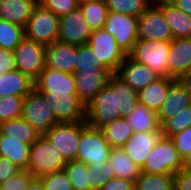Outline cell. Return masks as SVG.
Wrapping results in <instances>:
<instances>
[{
    "instance_id": "44",
    "label": "cell",
    "mask_w": 191,
    "mask_h": 190,
    "mask_svg": "<svg viewBox=\"0 0 191 190\" xmlns=\"http://www.w3.org/2000/svg\"><path fill=\"white\" fill-rule=\"evenodd\" d=\"M93 55V49L88 45L77 46V57L75 63V71L92 68L98 66V61L95 60Z\"/></svg>"
},
{
    "instance_id": "39",
    "label": "cell",
    "mask_w": 191,
    "mask_h": 190,
    "mask_svg": "<svg viewBox=\"0 0 191 190\" xmlns=\"http://www.w3.org/2000/svg\"><path fill=\"white\" fill-rule=\"evenodd\" d=\"M191 126V105L181 110L177 115L167 119L160 130L163 136L171 137Z\"/></svg>"
},
{
    "instance_id": "52",
    "label": "cell",
    "mask_w": 191,
    "mask_h": 190,
    "mask_svg": "<svg viewBox=\"0 0 191 190\" xmlns=\"http://www.w3.org/2000/svg\"><path fill=\"white\" fill-rule=\"evenodd\" d=\"M77 3L80 5L82 3H85V2H90V1H95V0H76Z\"/></svg>"
},
{
    "instance_id": "32",
    "label": "cell",
    "mask_w": 191,
    "mask_h": 190,
    "mask_svg": "<svg viewBox=\"0 0 191 190\" xmlns=\"http://www.w3.org/2000/svg\"><path fill=\"white\" fill-rule=\"evenodd\" d=\"M91 30L102 29L108 14L105 0H95L79 5Z\"/></svg>"
},
{
    "instance_id": "2",
    "label": "cell",
    "mask_w": 191,
    "mask_h": 190,
    "mask_svg": "<svg viewBox=\"0 0 191 190\" xmlns=\"http://www.w3.org/2000/svg\"><path fill=\"white\" fill-rule=\"evenodd\" d=\"M184 168L183 158L173 141L162 135L146 158L141 171L149 174H174Z\"/></svg>"
},
{
    "instance_id": "5",
    "label": "cell",
    "mask_w": 191,
    "mask_h": 190,
    "mask_svg": "<svg viewBox=\"0 0 191 190\" xmlns=\"http://www.w3.org/2000/svg\"><path fill=\"white\" fill-rule=\"evenodd\" d=\"M170 41H148L138 39L128 55L135 62L147 65L160 77H168V54Z\"/></svg>"
},
{
    "instance_id": "26",
    "label": "cell",
    "mask_w": 191,
    "mask_h": 190,
    "mask_svg": "<svg viewBox=\"0 0 191 190\" xmlns=\"http://www.w3.org/2000/svg\"><path fill=\"white\" fill-rule=\"evenodd\" d=\"M127 123L133 132H157L160 131L157 112L137 103L131 113L126 117Z\"/></svg>"
},
{
    "instance_id": "25",
    "label": "cell",
    "mask_w": 191,
    "mask_h": 190,
    "mask_svg": "<svg viewBox=\"0 0 191 190\" xmlns=\"http://www.w3.org/2000/svg\"><path fill=\"white\" fill-rule=\"evenodd\" d=\"M174 78L160 77L153 83L138 91V102L155 112L161 108L165 101L170 84Z\"/></svg>"
},
{
    "instance_id": "40",
    "label": "cell",
    "mask_w": 191,
    "mask_h": 190,
    "mask_svg": "<svg viewBox=\"0 0 191 190\" xmlns=\"http://www.w3.org/2000/svg\"><path fill=\"white\" fill-rule=\"evenodd\" d=\"M186 169H191V126L170 137Z\"/></svg>"
},
{
    "instance_id": "33",
    "label": "cell",
    "mask_w": 191,
    "mask_h": 190,
    "mask_svg": "<svg viewBox=\"0 0 191 190\" xmlns=\"http://www.w3.org/2000/svg\"><path fill=\"white\" fill-rule=\"evenodd\" d=\"M135 190H174L173 174L141 172L135 181Z\"/></svg>"
},
{
    "instance_id": "6",
    "label": "cell",
    "mask_w": 191,
    "mask_h": 190,
    "mask_svg": "<svg viewBox=\"0 0 191 190\" xmlns=\"http://www.w3.org/2000/svg\"><path fill=\"white\" fill-rule=\"evenodd\" d=\"M34 88L41 92L46 100L69 98L77 95L73 74L50 69L45 66L34 80Z\"/></svg>"
},
{
    "instance_id": "10",
    "label": "cell",
    "mask_w": 191,
    "mask_h": 190,
    "mask_svg": "<svg viewBox=\"0 0 191 190\" xmlns=\"http://www.w3.org/2000/svg\"><path fill=\"white\" fill-rule=\"evenodd\" d=\"M137 32L138 39L148 41H171L173 39L163 10L155 1L138 17Z\"/></svg>"
},
{
    "instance_id": "31",
    "label": "cell",
    "mask_w": 191,
    "mask_h": 190,
    "mask_svg": "<svg viewBox=\"0 0 191 190\" xmlns=\"http://www.w3.org/2000/svg\"><path fill=\"white\" fill-rule=\"evenodd\" d=\"M100 130L112 148L122 147L133 134L125 117L115 119L111 123L102 126Z\"/></svg>"
},
{
    "instance_id": "20",
    "label": "cell",
    "mask_w": 191,
    "mask_h": 190,
    "mask_svg": "<svg viewBox=\"0 0 191 190\" xmlns=\"http://www.w3.org/2000/svg\"><path fill=\"white\" fill-rule=\"evenodd\" d=\"M117 74L137 92L160 78L147 65L137 63L129 56L120 65Z\"/></svg>"
},
{
    "instance_id": "1",
    "label": "cell",
    "mask_w": 191,
    "mask_h": 190,
    "mask_svg": "<svg viewBox=\"0 0 191 190\" xmlns=\"http://www.w3.org/2000/svg\"><path fill=\"white\" fill-rule=\"evenodd\" d=\"M68 163L50 141L41 135L30 147V158L27 170L34 177H42L52 172L62 170Z\"/></svg>"
},
{
    "instance_id": "15",
    "label": "cell",
    "mask_w": 191,
    "mask_h": 190,
    "mask_svg": "<svg viewBox=\"0 0 191 190\" xmlns=\"http://www.w3.org/2000/svg\"><path fill=\"white\" fill-rule=\"evenodd\" d=\"M92 30L85 20L80 7L69 14L60 17L58 41L74 44H87Z\"/></svg>"
},
{
    "instance_id": "38",
    "label": "cell",
    "mask_w": 191,
    "mask_h": 190,
    "mask_svg": "<svg viewBox=\"0 0 191 190\" xmlns=\"http://www.w3.org/2000/svg\"><path fill=\"white\" fill-rule=\"evenodd\" d=\"M24 99L10 94L0 96V123L22 117Z\"/></svg>"
},
{
    "instance_id": "48",
    "label": "cell",
    "mask_w": 191,
    "mask_h": 190,
    "mask_svg": "<svg viewBox=\"0 0 191 190\" xmlns=\"http://www.w3.org/2000/svg\"><path fill=\"white\" fill-rule=\"evenodd\" d=\"M100 190H135V182L114 177L111 178Z\"/></svg>"
},
{
    "instance_id": "30",
    "label": "cell",
    "mask_w": 191,
    "mask_h": 190,
    "mask_svg": "<svg viewBox=\"0 0 191 190\" xmlns=\"http://www.w3.org/2000/svg\"><path fill=\"white\" fill-rule=\"evenodd\" d=\"M0 134L13 137L19 142L32 145L41 135L22 117L0 123Z\"/></svg>"
},
{
    "instance_id": "19",
    "label": "cell",
    "mask_w": 191,
    "mask_h": 190,
    "mask_svg": "<svg viewBox=\"0 0 191 190\" xmlns=\"http://www.w3.org/2000/svg\"><path fill=\"white\" fill-rule=\"evenodd\" d=\"M191 105V96L184 88L179 79H175L168 89L165 101L157 112L160 126L181 110Z\"/></svg>"
},
{
    "instance_id": "50",
    "label": "cell",
    "mask_w": 191,
    "mask_h": 190,
    "mask_svg": "<svg viewBox=\"0 0 191 190\" xmlns=\"http://www.w3.org/2000/svg\"><path fill=\"white\" fill-rule=\"evenodd\" d=\"M180 82L183 84L184 88L186 91L190 94L191 96V71L187 72L185 75L181 76L179 78Z\"/></svg>"
},
{
    "instance_id": "51",
    "label": "cell",
    "mask_w": 191,
    "mask_h": 190,
    "mask_svg": "<svg viewBox=\"0 0 191 190\" xmlns=\"http://www.w3.org/2000/svg\"><path fill=\"white\" fill-rule=\"evenodd\" d=\"M27 190H44L43 184L38 177H34L28 185Z\"/></svg>"
},
{
    "instance_id": "4",
    "label": "cell",
    "mask_w": 191,
    "mask_h": 190,
    "mask_svg": "<svg viewBox=\"0 0 191 190\" xmlns=\"http://www.w3.org/2000/svg\"><path fill=\"white\" fill-rule=\"evenodd\" d=\"M59 21L60 17L38 2L24 27L25 37L49 46L58 40Z\"/></svg>"
},
{
    "instance_id": "35",
    "label": "cell",
    "mask_w": 191,
    "mask_h": 190,
    "mask_svg": "<svg viewBox=\"0 0 191 190\" xmlns=\"http://www.w3.org/2000/svg\"><path fill=\"white\" fill-rule=\"evenodd\" d=\"M24 37L23 26L0 19V48L14 51Z\"/></svg>"
},
{
    "instance_id": "9",
    "label": "cell",
    "mask_w": 191,
    "mask_h": 190,
    "mask_svg": "<svg viewBox=\"0 0 191 190\" xmlns=\"http://www.w3.org/2000/svg\"><path fill=\"white\" fill-rule=\"evenodd\" d=\"M111 148L100 129L87 125L81 131L77 160L86 165L105 163Z\"/></svg>"
},
{
    "instance_id": "7",
    "label": "cell",
    "mask_w": 191,
    "mask_h": 190,
    "mask_svg": "<svg viewBox=\"0 0 191 190\" xmlns=\"http://www.w3.org/2000/svg\"><path fill=\"white\" fill-rule=\"evenodd\" d=\"M87 125L86 120L59 122L45 133L44 136L68 161L77 160L81 131Z\"/></svg>"
},
{
    "instance_id": "14",
    "label": "cell",
    "mask_w": 191,
    "mask_h": 190,
    "mask_svg": "<svg viewBox=\"0 0 191 190\" xmlns=\"http://www.w3.org/2000/svg\"><path fill=\"white\" fill-rule=\"evenodd\" d=\"M113 72L101 66L75 71L73 73L77 95L87 106L88 103L108 85V81Z\"/></svg>"
},
{
    "instance_id": "18",
    "label": "cell",
    "mask_w": 191,
    "mask_h": 190,
    "mask_svg": "<svg viewBox=\"0 0 191 190\" xmlns=\"http://www.w3.org/2000/svg\"><path fill=\"white\" fill-rule=\"evenodd\" d=\"M161 136V130L157 132H133L122 148L129 158L142 169L146 158Z\"/></svg>"
},
{
    "instance_id": "21",
    "label": "cell",
    "mask_w": 191,
    "mask_h": 190,
    "mask_svg": "<svg viewBox=\"0 0 191 190\" xmlns=\"http://www.w3.org/2000/svg\"><path fill=\"white\" fill-rule=\"evenodd\" d=\"M51 111L59 122H75L86 120V105L78 95L69 98L47 100Z\"/></svg>"
},
{
    "instance_id": "37",
    "label": "cell",
    "mask_w": 191,
    "mask_h": 190,
    "mask_svg": "<svg viewBox=\"0 0 191 190\" xmlns=\"http://www.w3.org/2000/svg\"><path fill=\"white\" fill-rule=\"evenodd\" d=\"M72 183L73 190H88V165L70 160L63 168Z\"/></svg>"
},
{
    "instance_id": "12",
    "label": "cell",
    "mask_w": 191,
    "mask_h": 190,
    "mask_svg": "<svg viewBox=\"0 0 191 190\" xmlns=\"http://www.w3.org/2000/svg\"><path fill=\"white\" fill-rule=\"evenodd\" d=\"M138 18L108 11L104 29L114 36L117 45L128 56L138 40Z\"/></svg>"
},
{
    "instance_id": "47",
    "label": "cell",
    "mask_w": 191,
    "mask_h": 190,
    "mask_svg": "<svg viewBox=\"0 0 191 190\" xmlns=\"http://www.w3.org/2000/svg\"><path fill=\"white\" fill-rule=\"evenodd\" d=\"M20 170H22L19 166H17L14 162L9 160L8 158L0 157V182H4L10 177H13Z\"/></svg>"
},
{
    "instance_id": "3",
    "label": "cell",
    "mask_w": 191,
    "mask_h": 190,
    "mask_svg": "<svg viewBox=\"0 0 191 190\" xmlns=\"http://www.w3.org/2000/svg\"><path fill=\"white\" fill-rule=\"evenodd\" d=\"M87 44L93 49L98 66L117 73L127 55L117 45L115 38L104 28L95 29L89 36Z\"/></svg>"
},
{
    "instance_id": "24",
    "label": "cell",
    "mask_w": 191,
    "mask_h": 190,
    "mask_svg": "<svg viewBox=\"0 0 191 190\" xmlns=\"http://www.w3.org/2000/svg\"><path fill=\"white\" fill-rule=\"evenodd\" d=\"M163 10L173 39L191 37V16L177 9L168 0H154Z\"/></svg>"
},
{
    "instance_id": "43",
    "label": "cell",
    "mask_w": 191,
    "mask_h": 190,
    "mask_svg": "<svg viewBox=\"0 0 191 190\" xmlns=\"http://www.w3.org/2000/svg\"><path fill=\"white\" fill-rule=\"evenodd\" d=\"M39 3L58 17L69 14L79 7L76 0H39Z\"/></svg>"
},
{
    "instance_id": "28",
    "label": "cell",
    "mask_w": 191,
    "mask_h": 190,
    "mask_svg": "<svg viewBox=\"0 0 191 190\" xmlns=\"http://www.w3.org/2000/svg\"><path fill=\"white\" fill-rule=\"evenodd\" d=\"M30 147L13 137L0 134V157L8 158L21 169L28 167Z\"/></svg>"
},
{
    "instance_id": "42",
    "label": "cell",
    "mask_w": 191,
    "mask_h": 190,
    "mask_svg": "<svg viewBox=\"0 0 191 190\" xmlns=\"http://www.w3.org/2000/svg\"><path fill=\"white\" fill-rule=\"evenodd\" d=\"M34 175L27 169L20 170L13 177L2 182L1 190H27Z\"/></svg>"
},
{
    "instance_id": "46",
    "label": "cell",
    "mask_w": 191,
    "mask_h": 190,
    "mask_svg": "<svg viewBox=\"0 0 191 190\" xmlns=\"http://www.w3.org/2000/svg\"><path fill=\"white\" fill-rule=\"evenodd\" d=\"M15 69L14 52L9 49L0 48V76Z\"/></svg>"
},
{
    "instance_id": "17",
    "label": "cell",
    "mask_w": 191,
    "mask_h": 190,
    "mask_svg": "<svg viewBox=\"0 0 191 190\" xmlns=\"http://www.w3.org/2000/svg\"><path fill=\"white\" fill-rule=\"evenodd\" d=\"M77 45L54 41L46 46L45 66L66 73L75 72Z\"/></svg>"
},
{
    "instance_id": "22",
    "label": "cell",
    "mask_w": 191,
    "mask_h": 190,
    "mask_svg": "<svg viewBox=\"0 0 191 190\" xmlns=\"http://www.w3.org/2000/svg\"><path fill=\"white\" fill-rule=\"evenodd\" d=\"M108 86L114 91L115 110L121 117H126L138 103V92L117 73L110 76Z\"/></svg>"
},
{
    "instance_id": "41",
    "label": "cell",
    "mask_w": 191,
    "mask_h": 190,
    "mask_svg": "<svg viewBox=\"0 0 191 190\" xmlns=\"http://www.w3.org/2000/svg\"><path fill=\"white\" fill-rule=\"evenodd\" d=\"M39 179L43 184L44 190H73L72 183L64 169L44 175L39 177Z\"/></svg>"
},
{
    "instance_id": "49",
    "label": "cell",
    "mask_w": 191,
    "mask_h": 190,
    "mask_svg": "<svg viewBox=\"0 0 191 190\" xmlns=\"http://www.w3.org/2000/svg\"><path fill=\"white\" fill-rule=\"evenodd\" d=\"M177 9L191 16V0H168Z\"/></svg>"
},
{
    "instance_id": "11",
    "label": "cell",
    "mask_w": 191,
    "mask_h": 190,
    "mask_svg": "<svg viewBox=\"0 0 191 190\" xmlns=\"http://www.w3.org/2000/svg\"><path fill=\"white\" fill-rule=\"evenodd\" d=\"M13 52L16 69L34 81L45 68L46 46L24 37Z\"/></svg>"
},
{
    "instance_id": "27",
    "label": "cell",
    "mask_w": 191,
    "mask_h": 190,
    "mask_svg": "<svg viewBox=\"0 0 191 190\" xmlns=\"http://www.w3.org/2000/svg\"><path fill=\"white\" fill-rule=\"evenodd\" d=\"M33 83V80L18 69L1 74L0 96L10 94L25 97L34 88Z\"/></svg>"
},
{
    "instance_id": "16",
    "label": "cell",
    "mask_w": 191,
    "mask_h": 190,
    "mask_svg": "<svg viewBox=\"0 0 191 190\" xmlns=\"http://www.w3.org/2000/svg\"><path fill=\"white\" fill-rule=\"evenodd\" d=\"M167 64L169 78L179 79L191 71V37L170 41Z\"/></svg>"
},
{
    "instance_id": "29",
    "label": "cell",
    "mask_w": 191,
    "mask_h": 190,
    "mask_svg": "<svg viewBox=\"0 0 191 190\" xmlns=\"http://www.w3.org/2000/svg\"><path fill=\"white\" fill-rule=\"evenodd\" d=\"M108 160L117 178L135 182L142 172L141 168L129 158L122 147L111 148Z\"/></svg>"
},
{
    "instance_id": "8",
    "label": "cell",
    "mask_w": 191,
    "mask_h": 190,
    "mask_svg": "<svg viewBox=\"0 0 191 190\" xmlns=\"http://www.w3.org/2000/svg\"><path fill=\"white\" fill-rule=\"evenodd\" d=\"M22 118L25 119L40 135L47 133L59 123L47 104L46 98L33 88L23 102Z\"/></svg>"
},
{
    "instance_id": "36",
    "label": "cell",
    "mask_w": 191,
    "mask_h": 190,
    "mask_svg": "<svg viewBox=\"0 0 191 190\" xmlns=\"http://www.w3.org/2000/svg\"><path fill=\"white\" fill-rule=\"evenodd\" d=\"M109 160L105 163L88 165V190H100L111 178H114Z\"/></svg>"
},
{
    "instance_id": "45",
    "label": "cell",
    "mask_w": 191,
    "mask_h": 190,
    "mask_svg": "<svg viewBox=\"0 0 191 190\" xmlns=\"http://www.w3.org/2000/svg\"><path fill=\"white\" fill-rule=\"evenodd\" d=\"M174 190H191V169H181L173 174Z\"/></svg>"
},
{
    "instance_id": "13",
    "label": "cell",
    "mask_w": 191,
    "mask_h": 190,
    "mask_svg": "<svg viewBox=\"0 0 191 190\" xmlns=\"http://www.w3.org/2000/svg\"><path fill=\"white\" fill-rule=\"evenodd\" d=\"M115 110L114 91L107 85L86 106V122L100 129L102 126L120 118Z\"/></svg>"
},
{
    "instance_id": "34",
    "label": "cell",
    "mask_w": 191,
    "mask_h": 190,
    "mask_svg": "<svg viewBox=\"0 0 191 190\" xmlns=\"http://www.w3.org/2000/svg\"><path fill=\"white\" fill-rule=\"evenodd\" d=\"M108 11L139 17L154 0H105Z\"/></svg>"
},
{
    "instance_id": "23",
    "label": "cell",
    "mask_w": 191,
    "mask_h": 190,
    "mask_svg": "<svg viewBox=\"0 0 191 190\" xmlns=\"http://www.w3.org/2000/svg\"><path fill=\"white\" fill-rule=\"evenodd\" d=\"M39 0H6L0 3V19L25 27Z\"/></svg>"
}]
</instances>
